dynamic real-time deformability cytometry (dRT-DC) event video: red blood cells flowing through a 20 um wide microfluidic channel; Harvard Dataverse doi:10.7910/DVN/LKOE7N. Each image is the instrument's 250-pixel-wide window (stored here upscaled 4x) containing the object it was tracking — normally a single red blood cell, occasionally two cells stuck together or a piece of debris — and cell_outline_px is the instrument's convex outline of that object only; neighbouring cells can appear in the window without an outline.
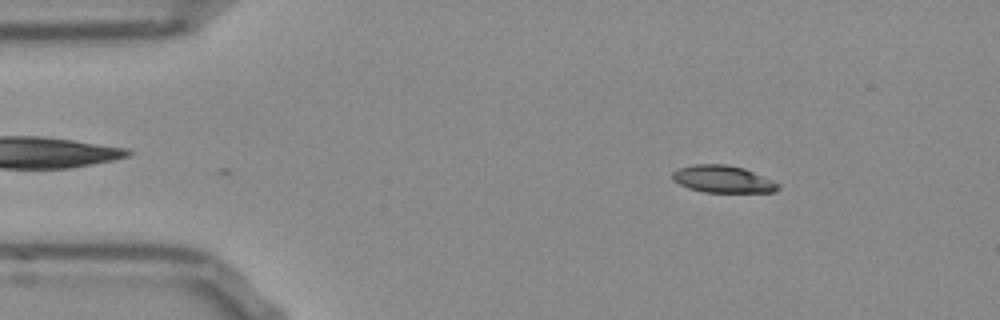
{"species": "Egyptian fruit bat (a non-hibernating species)", "species_latin": "Rousettus aegyptiacus", "temperature_condition": "room temperature", "stored_images_in_passage": 46, "camera_frame_rate_fps": 3000, "um_per_image_px": 0.085, "frame": {"image": 1, "passage_image": 1, "time_ms": 0.0, "image_size_px": [1000, 320], "cell_outline_px": [[780, 188], [776, 192], [704, 192], [688, 188], [672, 180], [672, 172], [680, 168], [692, 164], [728, 164], [744, 168], [772, 180], [780, 184]], "centroid_in_image_um": [61.44, 15.22], "position_along_channel_um": 23.6, "area_um2": 16.82}}
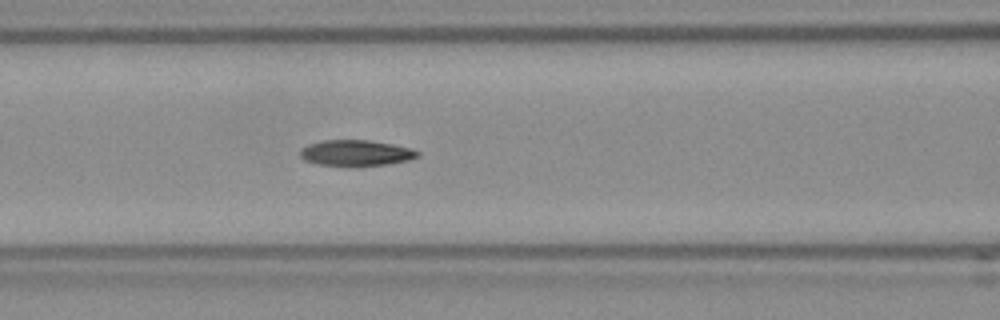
{"frame": {"image": 2, "passage_image": 15, "time_ms": 4.667, "image_size_px": [1000, 320], "cell_outline_px": [[420, 156], [408, 160], [388, 164], [348, 168], [316, 164], [304, 160], [300, 156], [300, 148], [308, 144], [324, 140], [368, 140], [392, 144], [412, 148], [420, 152]], "centroid_in_image_um": [30.23, 13.03], "position_along_channel_um": 136.4, "area_um2": 18.32}}
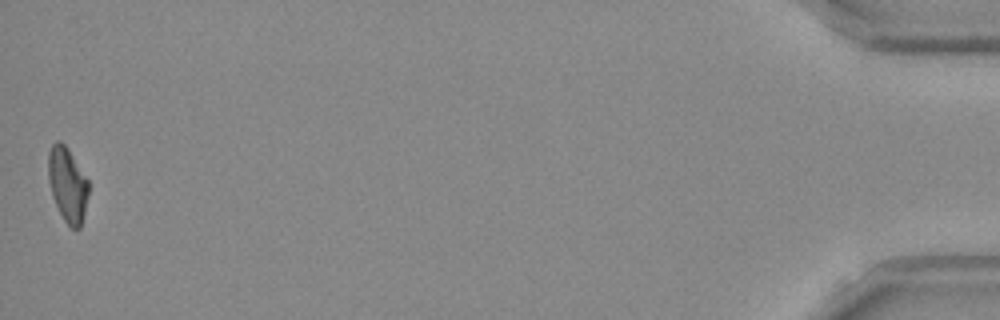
{"frame": {"image": 3, "passage_image": 46, "time_ms": 15.0, "image_size_px": [1000, 320], "cell_outline_px": [[88, 196], [80, 228], [72, 228], [64, 220], [52, 196], [48, 180], [48, 152], [52, 144], [56, 140], [60, 140], [68, 148], [88, 180]], "centroid_in_image_um": [5.72, 15.65], "position_along_channel_um": 429.5, "area_um2": 17.4}, "authors_computed_cell_mechanics": {"area_um2": 17.8891, "velocity_mm_per_s": 3.8156, "shape_relaxation_time_tau1_ms": 6.6399, "shape_relaxation_time_tau2_ms": 3.4201, "deformation_change_tau1": 0.2005, "deformation_change_tau2": 0.0955}}